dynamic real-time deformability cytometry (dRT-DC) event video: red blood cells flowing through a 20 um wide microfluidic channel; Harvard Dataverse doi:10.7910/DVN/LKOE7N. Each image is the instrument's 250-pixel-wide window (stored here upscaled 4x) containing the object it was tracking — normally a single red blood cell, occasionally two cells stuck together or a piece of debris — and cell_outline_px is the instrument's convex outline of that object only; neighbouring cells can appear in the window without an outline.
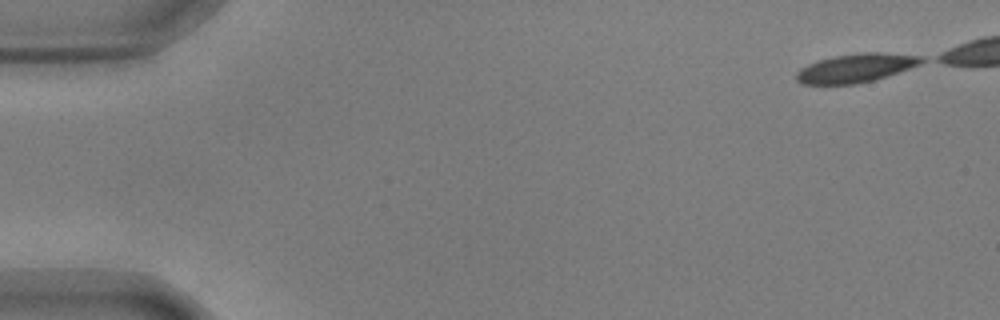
{"species": "common noctule bat (a hibernating species)", "species_latin": "Nyctalus noctula", "temperature_condition": "warm", "stored_images_in_passage": 47, "camera_frame_rate_fps": 3000, "um_per_image_px": 0.085, "animal": {"sex": "male", "body_mass_g": 17.9, "forearm_length_mm": 54.2}, "frame": {"image": 1, "passage_image": 1, "time_ms": 0.0, "image_size_px": [1000, 320], "cell_outline_px": [[928, 60], [920, 64], [872, 80], [856, 84], [800, 84], [796, 80], [796, 72], [800, 68], [808, 64], [820, 60], [836, 56], [860, 52], [880, 52], [924, 56]], "centroid_in_image_um": [72.74, 5.77], "position_along_channel_um": 12.3, "area_um2": 20.75}}
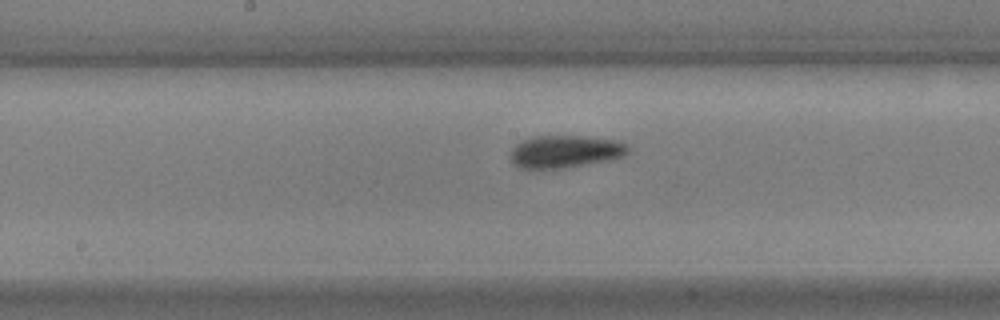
{"frame": {"image": 2, "passage_image": 27, "time_ms": 8.667, "image_size_px": [1000, 320], "cell_outline_px": [[628, 152], [624, 156], [608, 160], [560, 168], [520, 168], [512, 164], [508, 156], [512, 148], [516, 144], [524, 140], [536, 136], [580, 136], [612, 140], [628, 144]], "centroid_in_image_um": [47.97, 12.88], "position_along_channel_um": 200.2, "area_um2": 22.02}}
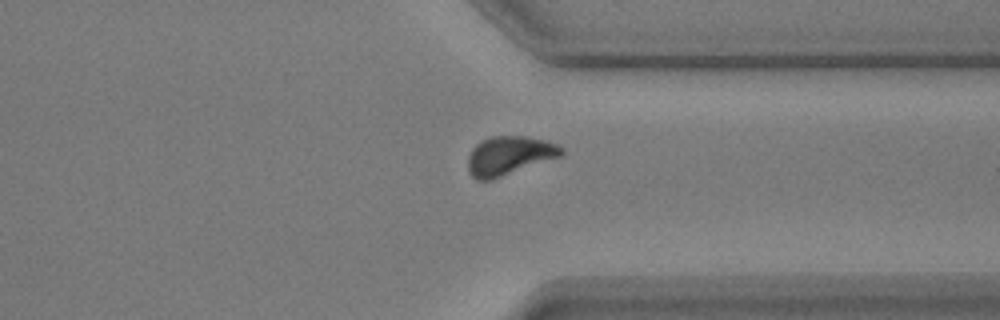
{"frame": {"image": 3, "passage_image": 41, "time_ms": 13.333, "image_size_px": [1000, 320], "cell_outline_px": [[564, 152], [560, 156], [492, 180], [476, 180], [468, 172], [468, 156], [472, 148], [480, 140], [492, 136], [528, 136], [548, 140], [560, 144], [564, 148]], "centroid_in_image_um": [43.29, 13.21], "position_along_channel_um": 368.1, "area_um2": 21.44}, "authors_computed_cell_mechanics": {"area_um2": 21.5016, "velocity_mm_per_s": 3.6205, "shape_relaxation_time_tau1_ms": 2.8867, "shape_relaxation_time_tau2_ms": null, "deformation_change_tau1": 0.1126, "deformation_change_tau2": null}}